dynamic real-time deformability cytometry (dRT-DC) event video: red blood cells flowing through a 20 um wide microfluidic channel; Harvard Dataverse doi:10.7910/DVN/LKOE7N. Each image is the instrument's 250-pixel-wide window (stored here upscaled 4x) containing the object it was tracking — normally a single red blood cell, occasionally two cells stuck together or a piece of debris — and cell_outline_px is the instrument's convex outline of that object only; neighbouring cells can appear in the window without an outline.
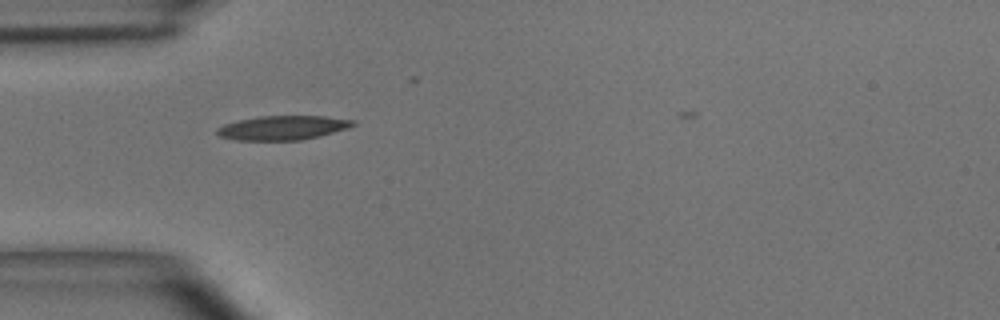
{"species": "common noctule bat (a hibernating species)", "species_latin": "Nyctalus noctula", "temperature_condition": "room temperature", "stored_images_in_passage": 26, "camera_frame_rate_fps": 3000, "um_per_image_px": 0.085, "animal": {"sex": "male", "body_mass_g": 15.6}, "frame": {"image": 1, "passage_image": 1, "time_ms": 0.0, "image_size_px": [1000, 320], "cell_outline_px": [[356, 124], [348, 128], [320, 136], [300, 140], [236, 140], [220, 136], [216, 132], [216, 128], [224, 124], [240, 120], [260, 116], [324, 116], [352, 120]], "centroid_in_image_um": [24.02, 10.86], "position_along_channel_um": 61.0, "area_um2": 19.02}}
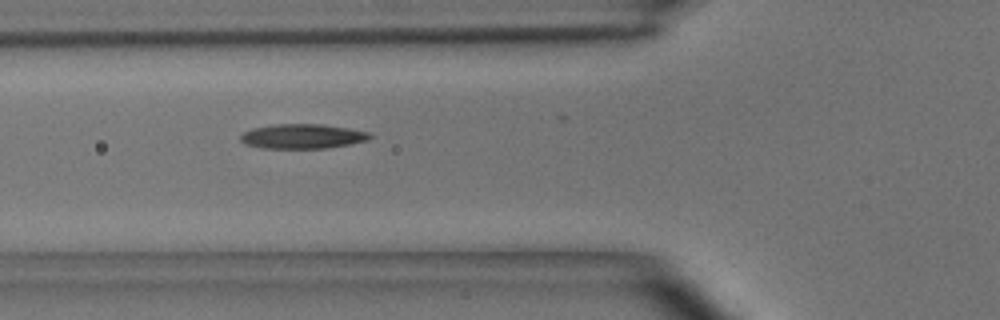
{"frame": {"image": 2, "passage_image": 4, "time_ms": 1.0, "image_size_px": [1000, 320], "cell_outline_px": [[372, 136], [368, 140], [328, 148], [260, 148], [244, 144], [240, 140], [240, 136], [244, 132], [252, 128], [276, 124], [324, 124], [348, 128], [368, 132]], "centroid_in_image_um": [25.68, 11.58], "position_along_channel_um": 100.1, "area_um2": 18.55}, "authors_computed_cell_mechanics": {"area_um2": 17.9758, "velocity_mm_per_s": 4.0543, "shape_relaxation_time_tau1_ms": 5.0623, "shape_relaxation_time_tau2_ms": null, "deformation_change_tau1": 0.1483, "deformation_change_tau2": null}}